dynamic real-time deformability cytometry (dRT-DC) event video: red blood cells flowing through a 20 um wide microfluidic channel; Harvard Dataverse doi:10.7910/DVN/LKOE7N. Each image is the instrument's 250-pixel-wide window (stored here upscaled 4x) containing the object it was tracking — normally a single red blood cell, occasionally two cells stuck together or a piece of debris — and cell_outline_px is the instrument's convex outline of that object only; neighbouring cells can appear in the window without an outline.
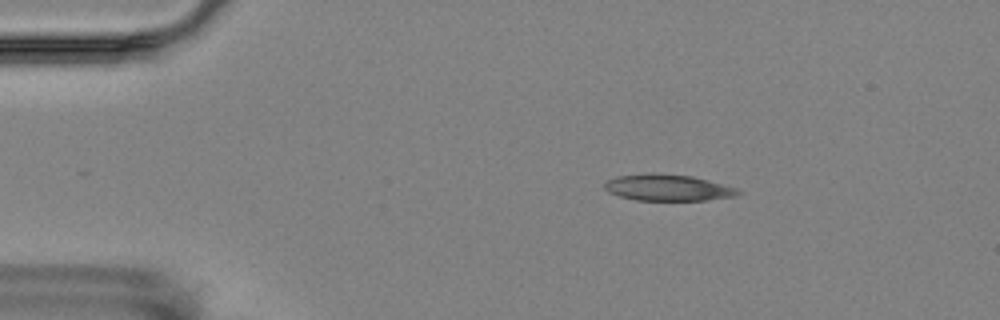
{"species": "Egyptian fruit bat (a non-hibernating species)", "species_latin": "Rousettus aegyptiacus", "temperature_condition": "room temperature", "stored_images_in_passage": 5, "camera_frame_rate_fps": 3000, "um_per_image_px": 0.085, "animal": {"sex": "female"}, "frame": {"image": 1, "passage_image": 3, "time_ms": 2.333, "image_size_px": [1000, 320], "cell_outline_px": [[740, 192], [736, 196], [704, 200], [636, 200], [620, 196], [608, 192], [604, 188], [604, 184], [608, 180], [616, 176], [692, 176], [708, 180], [736, 188]], "centroid_in_image_um": [56.79, 16.0], "position_along_channel_um": 28.2, "area_um2": 19.36}}